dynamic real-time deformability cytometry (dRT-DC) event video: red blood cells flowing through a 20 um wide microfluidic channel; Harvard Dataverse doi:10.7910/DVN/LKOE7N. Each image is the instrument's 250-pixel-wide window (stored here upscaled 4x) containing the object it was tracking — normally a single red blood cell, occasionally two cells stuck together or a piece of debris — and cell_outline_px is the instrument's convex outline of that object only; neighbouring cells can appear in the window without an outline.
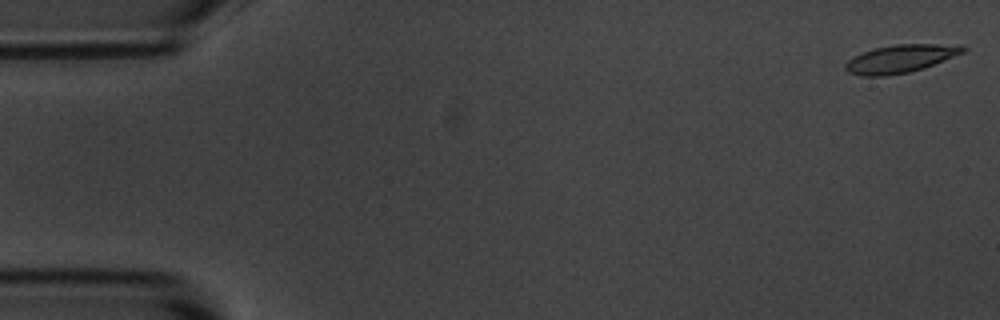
{"species": "common noctule bat (a hibernating species)", "species_latin": "Nyctalus noctula", "temperature_condition": "room temperature", "stored_images_in_passage": 5, "camera_frame_rate_fps": 3000, "um_per_image_px": 0.085, "animal": {"sex": "male", "body_mass_g": 20.1, "forearm_length_mm": 53.5}, "frame": {"image": 1, "passage_image": 1, "time_ms": 0.0, "image_size_px": [1000, 320], "cell_outline_px": [[968, 48], [964, 52], [924, 68], [908, 72], [884, 76], [860, 76], [848, 72], [844, 68], [844, 64], [848, 60], [864, 52], [876, 48], [896, 44], [964, 44]], "centroid_in_image_um": [76.58, 4.98], "position_along_channel_um": 8.4, "area_um2": 19.13}}
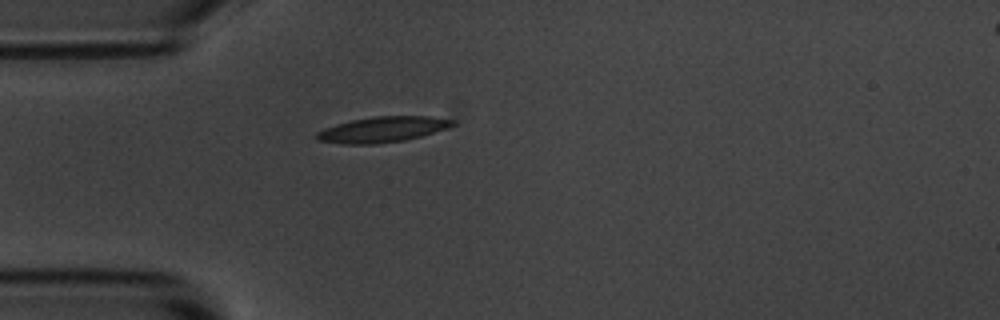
{"frame": {"image": 2, "passage_image": 5, "time_ms": 4.667, "image_size_px": [1000, 320], "cell_outline_px": [[456, 124], [420, 136], [404, 140], [376, 144], [344, 144], [316, 140], [316, 132], [324, 128], [336, 124], [352, 120], [372, 116], [432, 116], [456, 120]], "centroid_in_image_um": [32.48, 11.0], "position_along_channel_um": 52.5, "area_um2": 20.17}}